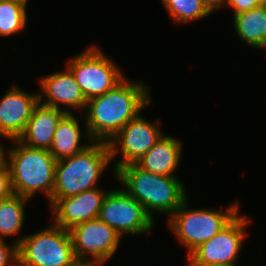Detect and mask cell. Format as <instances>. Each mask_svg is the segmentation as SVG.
<instances>
[{
    "mask_svg": "<svg viewBox=\"0 0 266 266\" xmlns=\"http://www.w3.org/2000/svg\"><path fill=\"white\" fill-rule=\"evenodd\" d=\"M149 87L126 78L114 89L88 99L85 135L89 142H107L151 104Z\"/></svg>",
    "mask_w": 266,
    "mask_h": 266,
    "instance_id": "1",
    "label": "cell"
},
{
    "mask_svg": "<svg viewBox=\"0 0 266 266\" xmlns=\"http://www.w3.org/2000/svg\"><path fill=\"white\" fill-rule=\"evenodd\" d=\"M114 176L152 219L155 213H165L170 217L188 198L180 178L151 173L136 163L119 168Z\"/></svg>",
    "mask_w": 266,
    "mask_h": 266,
    "instance_id": "2",
    "label": "cell"
},
{
    "mask_svg": "<svg viewBox=\"0 0 266 266\" xmlns=\"http://www.w3.org/2000/svg\"><path fill=\"white\" fill-rule=\"evenodd\" d=\"M15 147L6 152L14 194L27 199L38 191L46 195L48 202L53 195L57 160L46 149L31 148L17 139Z\"/></svg>",
    "mask_w": 266,
    "mask_h": 266,
    "instance_id": "3",
    "label": "cell"
},
{
    "mask_svg": "<svg viewBox=\"0 0 266 266\" xmlns=\"http://www.w3.org/2000/svg\"><path fill=\"white\" fill-rule=\"evenodd\" d=\"M111 162L109 144L95 141L84 151L57 160L50 205L57 199L97 188L99 178Z\"/></svg>",
    "mask_w": 266,
    "mask_h": 266,
    "instance_id": "4",
    "label": "cell"
},
{
    "mask_svg": "<svg viewBox=\"0 0 266 266\" xmlns=\"http://www.w3.org/2000/svg\"><path fill=\"white\" fill-rule=\"evenodd\" d=\"M239 209L238 200L230 204L225 212L207 208L191 209L187 198L168 218V226L189 255L225 228L239 214Z\"/></svg>",
    "mask_w": 266,
    "mask_h": 266,
    "instance_id": "5",
    "label": "cell"
},
{
    "mask_svg": "<svg viewBox=\"0 0 266 266\" xmlns=\"http://www.w3.org/2000/svg\"><path fill=\"white\" fill-rule=\"evenodd\" d=\"M14 242L18 266H68L76 258L69 230L53 223Z\"/></svg>",
    "mask_w": 266,
    "mask_h": 266,
    "instance_id": "6",
    "label": "cell"
},
{
    "mask_svg": "<svg viewBox=\"0 0 266 266\" xmlns=\"http://www.w3.org/2000/svg\"><path fill=\"white\" fill-rule=\"evenodd\" d=\"M67 63L87 100L114 89L125 79L116 63L97 46L88 47Z\"/></svg>",
    "mask_w": 266,
    "mask_h": 266,
    "instance_id": "7",
    "label": "cell"
},
{
    "mask_svg": "<svg viewBox=\"0 0 266 266\" xmlns=\"http://www.w3.org/2000/svg\"><path fill=\"white\" fill-rule=\"evenodd\" d=\"M98 218L113 228L121 238L123 234H147L155 224V219L124 189L108 191Z\"/></svg>",
    "mask_w": 266,
    "mask_h": 266,
    "instance_id": "8",
    "label": "cell"
},
{
    "mask_svg": "<svg viewBox=\"0 0 266 266\" xmlns=\"http://www.w3.org/2000/svg\"><path fill=\"white\" fill-rule=\"evenodd\" d=\"M248 219L239 213L225 228L187 255L188 265H236L247 236L245 228L251 221Z\"/></svg>",
    "mask_w": 266,
    "mask_h": 266,
    "instance_id": "9",
    "label": "cell"
},
{
    "mask_svg": "<svg viewBox=\"0 0 266 266\" xmlns=\"http://www.w3.org/2000/svg\"><path fill=\"white\" fill-rule=\"evenodd\" d=\"M160 122L157 119V124L151 123V121L149 122V120L139 114L112 138L108 143L111 161L114 160L117 153H120L123 157L119 161H115V165H113L114 174L119 168L127 164L137 163L159 141L164 135L162 130H160L161 128L158 127Z\"/></svg>",
    "mask_w": 266,
    "mask_h": 266,
    "instance_id": "10",
    "label": "cell"
},
{
    "mask_svg": "<svg viewBox=\"0 0 266 266\" xmlns=\"http://www.w3.org/2000/svg\"><path fill=\"white\" fill-rule=\"evenodd\" d=\"M76 258L108 262L117 251L121 237L99 218L79 223L70 230Z\"/></svg>",
    "mask_w": 266,
    "mask_h": 266,
    "instance_id": "11",
    "label": "cell"
},
{
    "mask_svg": "<svg viewBox=\"0 0 266 266\" xmlns=\"http://www.w3.org/2000/svg\"><path fill=\"white\" fill-rule=\"evenodd\" d=\"M108 191L93 188L77 195L57 199L51 205L54 223L63 229L98 218L104 197Z\"/></svg>",
    "mask_w": 266,
    "mask_h": 266,
    "instance_id": "12",
    "label": "cell"
},
{
    "mask_svg": "<svg viewBox=\"0 0 266 266\" xmlns=\"http://www.w3.org/2000/svg\"><path fill=\"white\" fill-rule=\"evenodd\" d=\"M38 103L37 92H26L14 84L0 99V137L18 139Z\"/></svg>",
    "mask_w": 266,
    "mask_h": 266,
    "instance_id": "13",
    "label": "cell"
},
{
    "mask_svg": "<svg viewBox=\"0 0 266 266\" xmlns=\"http://www.w3.org/2000/svg\"><path fill=\"white\" fill-rule=\"evenodd\" d=\"M39 79L42 90V94H38L39 103L64 110L66 113H72V111L63 109L60 104L75 110L79 109L80 112L86 109L88 100L67 67L64 71L55 72ZM43 95L47 98L45 102L42 99Z\"/></svg>",
    "mask_w": 266,
    "mask_h": 266,
    "instance_id": "14",
    "label": "cell"
},
{
    "mask_svg": "<svg viewBox=\"0 0 266 266\" xmlns=\"http://www.w3.org/2000/svg\"><path fill=\"white\" fill-rule=\"evenodd\" d=\"M65 114L64 110L38 103L17 140L31 148L49 150L56 126Z\"/></svg>",
    "mask_w": 266,
    "mask_h": 266,
    "instance_id": "15",
    "label": "cell"
},
{
    "mask_svg": "<svg viewBox=\"0 0 266 266\" xmlns=\"http://www.w3.org/2000/svg\"><path fill=\"white\" fill-rule=\"evenodd\" d=\"M183 144L179 139L163 135L136 163L140 168L163 176L174 175L181 158Z\"/></svg>",
    "mask_w": 266,
    "mask_h": 266,
    "instance_id": "16",
    "label": "cell"
},
{
    "mask_svg": "<svg viewBox=\"0 0 266 266\" xmlns=\"http://www.w3.org/2000/svg\"><path fill=\"white\" fill-rule=\"evenodd\" d=\"M66 113L56 126L49 152L56 160L73 156L84 151L92 142L86 145L80 143L81 128L77 117Z\"/></svg>",
    "mask_w": 266,
    "mask_h": 266,
    "instance_id": "17",
    "label": "cell"
},
{
    "mask_svg": "<svg viewBox=\"0 0 266 266\" xmlns=\"http://www.w3.org/2000/svg\"><path fill=\"white\" fill-rule=\"evenodd\" d=\"M233 16L237 37L249 46L259 49L266 38V5Z\"/></svg>",
    "mask_w": 266,
    "mask_h": 266,
    "instance_id": "18",
    "label": "cell"
},
{
    "mask_svg": "<svg viewBox=\"0 0 266 266\" xmlns=\"http://www.w3.org/2000/svg\"><path fill=\"white\" fill-rule=\"evenodd\" d=\"M28 201L30 200L17 194L0 200V239L20 233L22 227H24V208Z\"/></svg>",
    "mask_w": 266,
    "mask_h": 266,
    "instance_id": "19",
    "label": "cell"
},
{
    "mask_svg": "<svg viewBox=\"0 0 266 266\" xmlns=\"http://www.w3.org/2000/svg\"><path fill=\"white\" fill-rule=\"evenodd\" d=\"M27 0H0V36H12L27 26Z\"/></svg>",
    "mask_w": 266,
    "mask_h": 266,
    "instance_id": "20",
    "label": "cell"
},
{
    "mask_svg": "<svg viewBox=\"0 0 266 266\" xmlns=\"http://www.w3.org/2000/svg\"><path fill=\"white\" fill-rule=\"evenodd\" d=\"M171 19L176 23L187 24L205 18L211 13L201 0H161Z\"/></svg>",
    "mask_w": 266,
    "mask_h": 266,
    "instance_id": "21",
    "label": "cell"
},
{
    "mask_svg": "<svg viewBox=\"0 0 266 266\" xmlns=\"http://www.w3.org/2000/svg\"><path fill=\"white\" fill-rule=\"evenodd\" d=\"M4 241L0 239V266H18V245L8 246Z\"/></svg>",
    "mask_w": 266,
    "mask_h": 266,
    "instance_id": "22",
    "label": "cell"
},
{
    "mask_svg": "<svg viewBox=\"0 0 266 266\" xmlns=\"http://www.w3.org/2000/svg\"><path fill=\"white\" fill-rule=\"evenodd\" d=\"M13 194L10 169L5 162L0 166V200H4Z\"/></svg>",
    "mask_w": 266,
    "mask_h": 266,
    "instance_id": "23",
    "label": "cell"
},
{
    "mask_svg": "<svg viewBox=\"0 0 266 266\" xmlns=\"http://www.w3.org/2000/svg\"><path fill=\"white\" fill-rule=\"evenodd\" d=\"M226 5L233 9L234 15L260 6L256 1L252 0H227Z\"/></svg>",
    "mask_w": 266,
    "mask_h": 266,
    "instance_id": "24",
    "label": "cell"
},
{
    "mask_svg": "<svg viewBox=\"0 0 266 266\" xmlns=\"http://www.w3.org/2000/svg\"><path fill=\"white\" fill-rule=\"evenodd\" d=\"M207 10L212 13L220 8L227 7V0H201Z\"/></svg>",
    "mask_w": 266,
    "mask_h": 266,
    "instance_id": "25",
    "label": "cell"
},
{
    "mask_svg": "<svg viewBox=\"0 0 266 266\" xmlns=\"http://www.w3.org/2000/svg\"><path fill=\"white\" fill-rule=\"evenodd\" d=\"M104 263L93 260V259H84V258H75L68 266H101Z\"/></svg>",
    "mask_w": 266,
    "mask_h": 266,
    "instance_id": "26",
    "label": "cell"
},
{
    "mask_svg": "<svg viewBox=\"0 0 266 266\" xmlns=\"http://www.w3.org/2000/svg\"><path fill=\"white\" fill-rule=\"evenodd\" d=\"M6 151L7 150L4 149L2 143H0V166L3 165L6 161Z\"/></svg>",
    "mask_w": 266,
    "mask_h": 266,
    "instance_id": "27",
    "label": "cell"
},
{
    "mask_svg": "<svg viewBox=\"0 0 266 266\" xmlns=\"http://www.w3.org/2000/svg\"><path fill=\"white\" fill-rule=\"evenodd\" d=\"M189 266H237V265L211 264V265H189Z\"/></svg>",
    "mask_w": 266,
    "mask_h": 266,
    "instance_id": "28",
    "label": "cell"
},
{
    "mask_svg": "<svg viewBox=\"0 0 266 266\" xmlns=\"http://www.w3.org/2000/svg\"><path fill=\"white\" fill-rule=\"evenodd\" d=\"M256 1L259 5H266V0H252Z\"/></svg>",
    "mask_w": 266,
    "mask_h": 266,
    "instance_id": "29",
    "label": "cell"
},
{
    "mask_svg": "<svg viewBox=\"0 0 266 266\" xmlns=\"http://www.w3.org/2000/svg\"><path fill=\"white\" fill-rule=\"evenodd\" d=\"M266 49V38L265 40L263 41V43L261 44V46L259 47V49Z\"/></svg>",
    "mask_w": 266,
    "mask_h": 266,
    "instance_id": "30",
    "label": "cell"
}]
</instances>
